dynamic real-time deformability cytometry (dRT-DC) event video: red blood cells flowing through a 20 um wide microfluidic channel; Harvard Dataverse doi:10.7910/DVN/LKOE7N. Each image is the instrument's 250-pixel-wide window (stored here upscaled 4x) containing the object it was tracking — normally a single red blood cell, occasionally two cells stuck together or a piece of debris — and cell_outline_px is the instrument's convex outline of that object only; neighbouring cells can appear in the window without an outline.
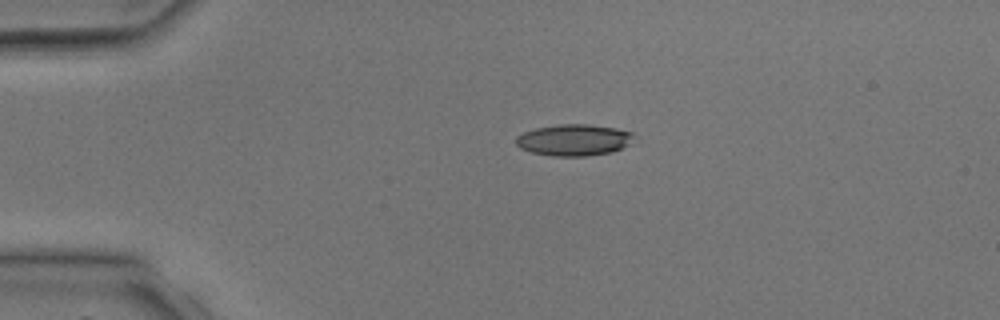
{"species": "common noctule bat (a hibernating species)", "species_latin": "Nyctalus noctula", "temperature_condition": "room temperature", "stored_images_in_passage": 5, "camera_frame_rate_fps": 3000, "um_per_image_px": 0.085, "animal": {"sex": "male", "body_mass_g": 17.9, "forearm_length_mm": 54.2}, "frame": {"image": 1, "passage_image": 5, "time_ms": 4.667, "image_size_px": [1000, 320], "cell_outline_px": [[636, 136], [628, 144], [612, 152], [584, 156], [552, 156], [532, 152], [520, 148], [516, 144], [516, 136], [524, 132], [536, 128], [556, 124], [588, 124], [616, 128], [632, 132]], "centroid_in_image_um": [48.77, 11.89], "position_along_channel_um": 36.2, "area_um2": 21.62}}